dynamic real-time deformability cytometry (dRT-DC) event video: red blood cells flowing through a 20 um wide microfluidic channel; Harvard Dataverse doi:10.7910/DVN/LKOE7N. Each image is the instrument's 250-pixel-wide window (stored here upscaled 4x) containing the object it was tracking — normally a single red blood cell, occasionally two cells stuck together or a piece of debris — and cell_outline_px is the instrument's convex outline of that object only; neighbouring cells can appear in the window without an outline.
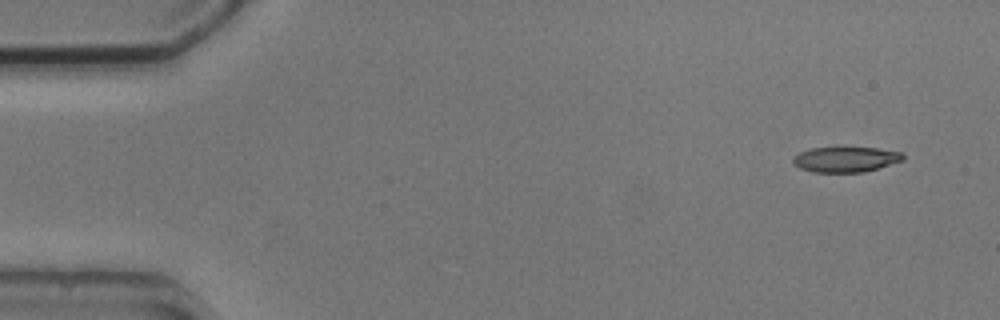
{"species": "common noctule bat (a hibernating species)", "species_latin": "Nyctalus noctula", "temperature_condition": "cold", "stored_images_in_passage": 6, "camera_frame_rate_fps": 3000, "um_per_image_px": 0.085, "animal": {"sex": "male", "body_mass_g": 20.5, "forearm_length_mm": 52.5}, "frame": {"image": 1, "passage_image": 1, "time_ms": 0.0, "image_size_px": [1000, 320], "cell_outline_px": [[904, 160], [864, 172], [812, 172], [800, 168], [792, 164], [792, 156], [800, 152], [812, 148], [876, 148], [904, 152]], "centroid_in_image_um": [71.86, 13.55], "position_along_channel_um": 13.1, "area_um2": 16.24}}
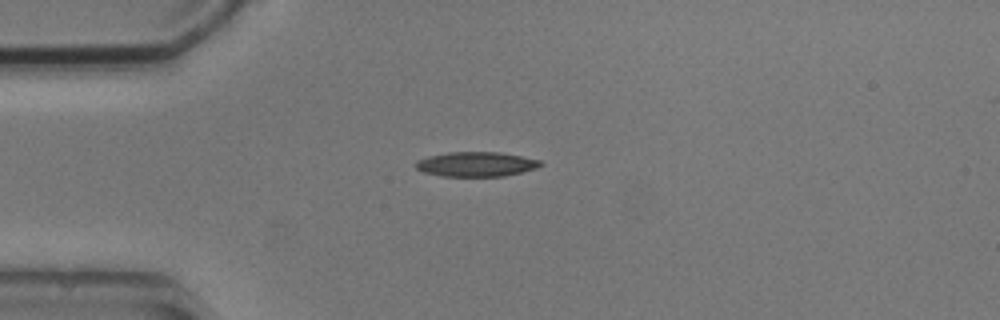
{"frame": {"image": 2, "passage_image": 4, "time_ms": 3.333, "image_size_px": [1000, 320], "cell_outline_px": [[544, 164], [536, 168], [504, 176], [440, 176], [424, 172], [416, 168], [416, 160], [428, 156], [448, 152], [500, 152], [540, 160]], "centroid_in_image_um": [40.46, 13.95], "position_along_channel_um": 44.5, "area_um2": 17.86}}
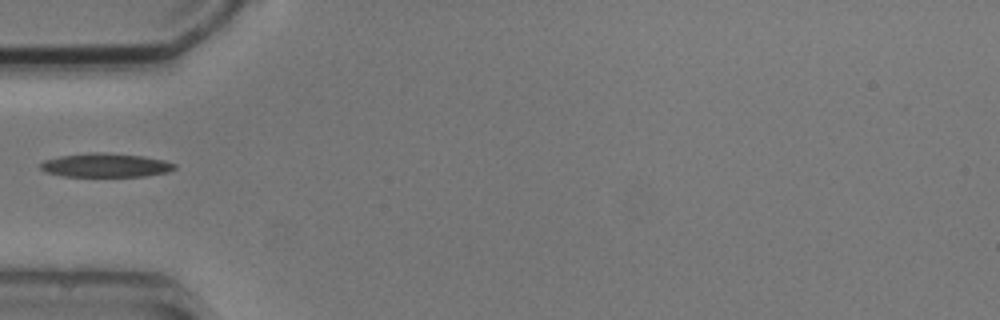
{"frame": {"image": 3, "passage_image": 5, "time_ms": 4.667, "image_size_px": [1000, 320], "cell_outline_px": [[176, 168], [168, 172], [144, 176], [64, 176], [44, 172], [40, 168], [40, 164], [44, 160], [60, 156], [92, 152], [104, 152], [144, 156], [164, 160], [176, 164]], "centroid_in_image_um": [8.98, 14.04], "position_along_channel_um": 76.0, "area_um2": 18.67}}